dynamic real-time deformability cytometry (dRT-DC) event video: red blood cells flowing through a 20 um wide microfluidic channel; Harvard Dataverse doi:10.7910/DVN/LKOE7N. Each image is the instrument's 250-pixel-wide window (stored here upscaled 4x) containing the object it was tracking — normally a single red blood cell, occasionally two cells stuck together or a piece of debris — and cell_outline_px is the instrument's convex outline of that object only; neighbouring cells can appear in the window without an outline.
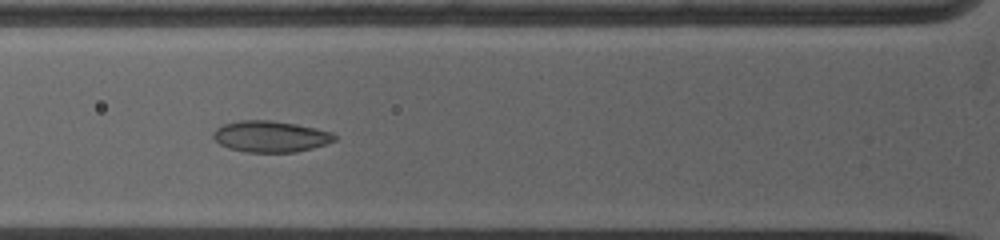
{"species": "common noctule bat (a hibernating species)", "species_latin": "Nyctalus noctula", "temperature_condition": "warm", "stored_images_in_passage": 12, "camera_frame_rate_fps": 5000, "um_per_image_px": 0.085, "animal": {"sex": "female", "body_mass_g": 19.0, "forearm_length_mm": 53.3}, "frame": {"image": 1, "passage_image": 10, "time_ms": 3.6, "image_size_px": [1000, 240], "cell_outline_px": [[336, 140], [312, 148], [296, 152], [244, 152], [228, 148], [220, 144], [212, 136], [212, 132], [216, 128], [224, 124], [240, 120], [272, 120], [296, 124], [316, 128], [332, 132], [336, 136]], "centroid_in_image_um": [22.98, 11.6], "position_along_channel_um": 102.8, "area_um2": 22.14}}
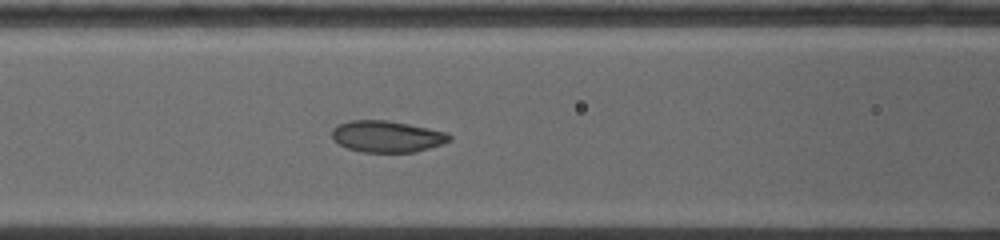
{"frame": {"image": 2, "passage_image": 12, "time_ms": 4.4, "image_size_px": [1000, 240], "cell_outline_px": [[452, 136], [448, 140], [440, 144], [416, 152], [364, 152], [348, 148], [340, 144], [332, 136], [332, 128], [340, 124], [352, 120], [388, 120], [448, 132]], "centroid_in_image_um": [32.9, 11.59], "position_along_channel_um": 133.7, "area_um2": 21.27}}